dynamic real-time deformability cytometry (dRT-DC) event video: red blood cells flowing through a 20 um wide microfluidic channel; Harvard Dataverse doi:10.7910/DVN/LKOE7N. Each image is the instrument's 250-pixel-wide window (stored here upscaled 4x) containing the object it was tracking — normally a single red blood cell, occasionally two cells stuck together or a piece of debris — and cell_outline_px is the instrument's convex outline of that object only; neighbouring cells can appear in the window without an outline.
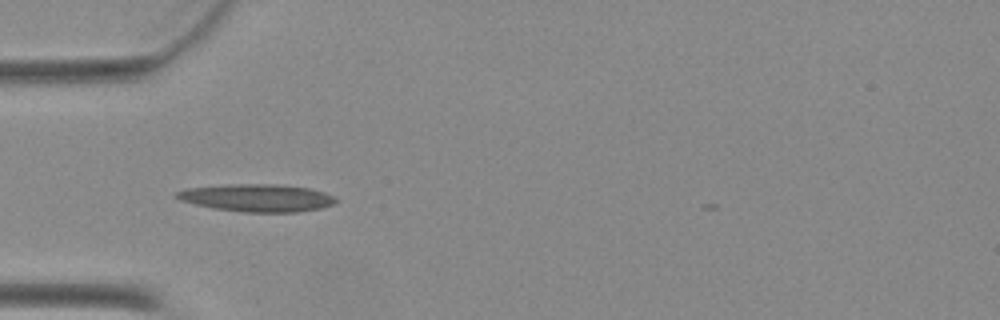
{"species": "Egyptian fruit bat (a non-hibernating species)", "species_latin": "Rousettus aegyptiacus", "temperature_condition": "warm", "stored_images_in_passage": 34, "camera_frame_rate_fps": 3000, "um_per_image_px": 0.085, "animal": {"sex": "female"}, "frame": {"image": 1, "passage_image": 1, "time_ms": 0.0, "image_size_px": [1000, 320], "cell_outline_px": [[336, 200], [332, 204], [320, 208], [296, 212], [244, 212], [212, 208], [180, 200], [172, 196], [176, 192], [188, 188], [228, 184], [276, 184], [308, 188], [324, 192], [332, 196]], "centroid_in_image_um": [21.8, 16.81], "position_along_channel_um": 63.2, "area_um2": 25.37}}
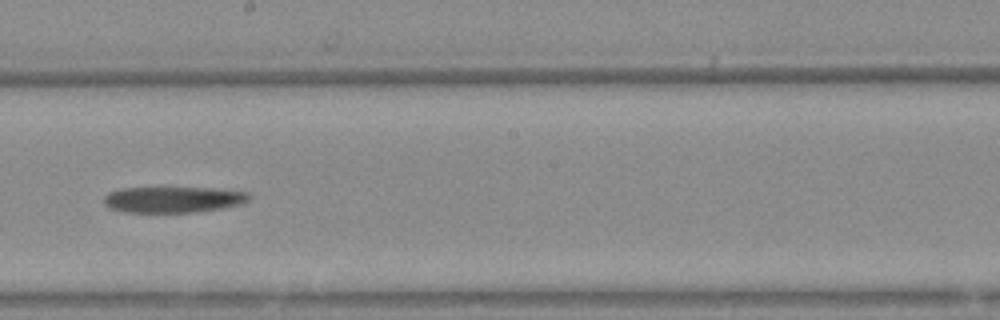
{"frame": {"image": 2, "passage_image": 14, "time_ms": 4.333, "image_size_px": [1000, 320], "cell_outline_px": [[252, 196], [248, 200], [240, 204], [220, 208], [192, 212], [124, 212], [108, 208], [104, 204], [104, 196], [108, 192], [120, 188], [212, 188], [248, 192]], "centroid_in_image_um": [14.67, 16.96], "position_along_channel_um": 233.5, "area_um2": 21.96}}
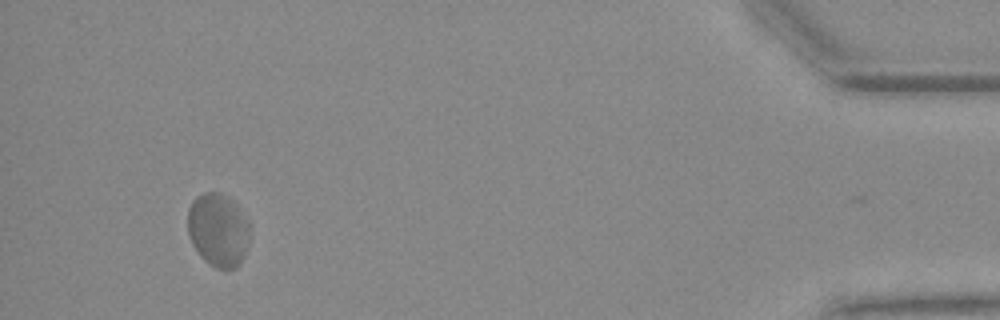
{"frame": {"image": 3, "passage_image": 33, "time_ms": 10.667, "image_size_px": [1000, 320], "cell_outline_px": [[248, 248], [240, 264], [236, 268], [216, 268], [204, 260], [200, 256], [192, 244], [188, 236], [188, 208], [192, 200], [196, 196], [204, 192], [220, 192], [232, 200], [248, 220]], "centroid_in_image_um": [18.52, 19.54], "position_along_channel_um": 416.7, "area_um2": 26.65}}